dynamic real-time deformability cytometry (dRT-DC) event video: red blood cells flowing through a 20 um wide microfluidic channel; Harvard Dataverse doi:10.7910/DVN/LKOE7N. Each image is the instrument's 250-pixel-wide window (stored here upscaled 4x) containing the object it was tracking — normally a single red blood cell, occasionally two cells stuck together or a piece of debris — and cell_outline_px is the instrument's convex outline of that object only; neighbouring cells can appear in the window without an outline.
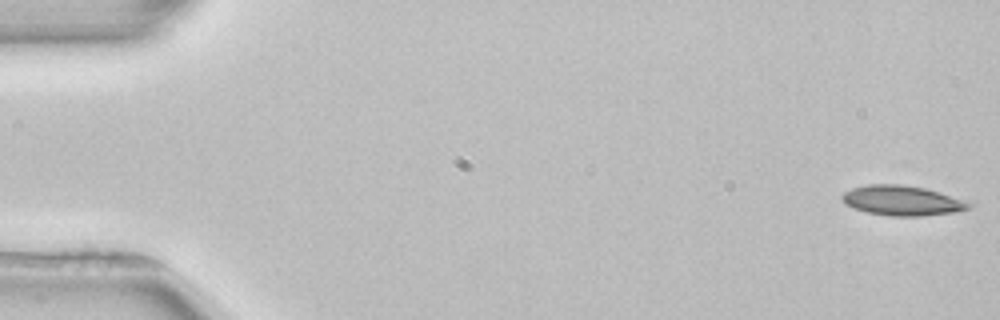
{"species": "common noctule bat (a hibernating species)", "species_latin": "Nyctalus noctula", "temperature_condition": "room temperature", "stored_images_in_passage": 52, "camera_frame_rate_fps": 3000, "um_per_image_px": 0.085, "animal": {"sex": "female", "body_mass_g": 22.7, "forearm_length_mm": 54.2}, "frame": {"image": 1, "passage_image": 1, "time_ms": 0.0, "image_size_px": [1000, 320], "cell_outline_px": [[972, 208], [960, 212], [924, 216], [888, 216], [868, 212], [852, 208], [844, 204], [840, 196], [844, 192], [852, 188], [868, 184], [900, 184], [924, 188], [972, 204]], "centroid_in_image_um": [76.63, 17.06], "position_along_channel_um": 8.4, "area_um2": 22.08}}
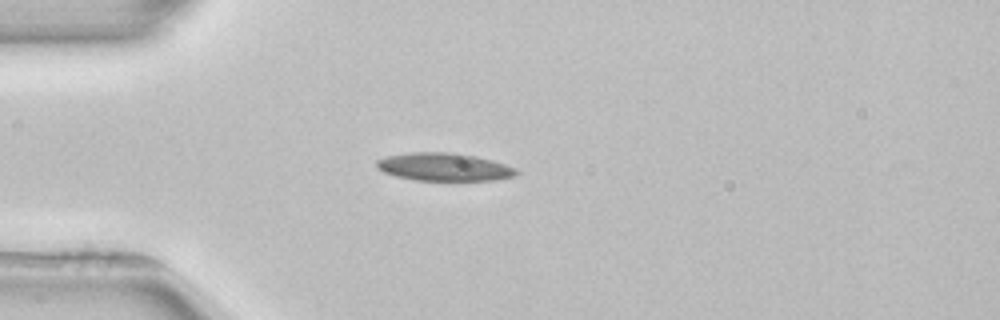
{"frame": {"image": 2, "passage_image": 14, "time_ms": 4.333, "image_size_px": [1000, 320], "cell_outline_px": [[520, 172], [516, 176], [492, 180], [416, 180], [396, 176], [384, 172], [376, 164], [376, 160], [388, 156], [408, 152], [448, 152], [476, 156], [492, 160], [516, 168]], "centroid_in_image_um": [37.78, 14.18], "position_along_channel_um": 47.2, "area_um2": 22.6}}
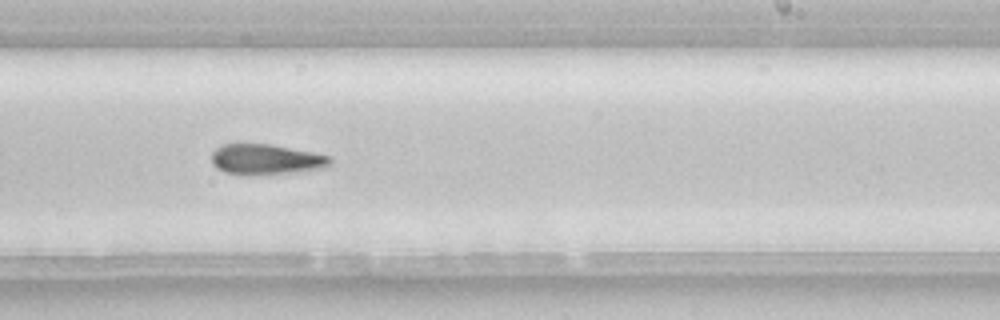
{"frame": {"image": 3, "passage_image": 32, "time_ms": 10.333, "image_size_px": [1000, 320], "cell_outline_px": [[332, 164], [328, 168], [296, 172], [248, 176], [244, 176], [224, 172], [216, 168], [212, 164], [212, 152], [216, 148], [224, 144], [272, 144], [316, 152], [332, 156]], "centroid_in_image_um": [22.67, 13.56], "position_along_channel_um": 266.3, "area_um2": 21.73}, "authors_computed_cell_mechanics": {"area_um2": 21.7617, "velocity_mm_per_s": 3.9434, "shape_relaxation_time_tau1_ms": 8.6808, "shape_relaxation_time_tau2_ms": null, "deformation_change_tau1": 0.1797, "deformation_change_tau2": null}}